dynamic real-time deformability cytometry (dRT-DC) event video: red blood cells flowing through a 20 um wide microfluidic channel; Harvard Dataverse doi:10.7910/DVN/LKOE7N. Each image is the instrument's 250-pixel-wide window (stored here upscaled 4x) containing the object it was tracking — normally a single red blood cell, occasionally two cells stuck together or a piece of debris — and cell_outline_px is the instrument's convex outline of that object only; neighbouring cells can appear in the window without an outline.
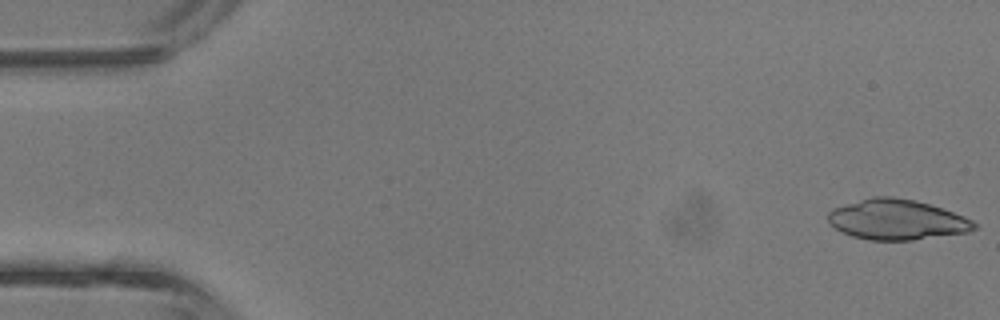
{"species": "common noctule bat (a hibernating species)", "species_latin": "Nyctalus noctula", "temperature_condition": "room temperature", "stored_images_in_passage": 41, "camera_frame_rate_fps": 3000, "um_per_image_px": 0.085, "animal": {"sex": "male", "body_mass_g": 13.3}, "frame": {"image": 1, "passage_image": 1, "time_ms": 0.0, "image_size_px": [1000, 320], "cell_outline_px": [[976, 228], [968, 232], [912, 240], [868, 240], [852, 236], [840, 232], [828, 220], [828, 212], [832, 208], [872, 196], [892, 196], [916, 200], [964, 216], [972, 220], [976, 224]], "centroid_in_image_um": [76.21, 18.67], "position_along_channel_um": 8.8, "area_um2": 34.22}}
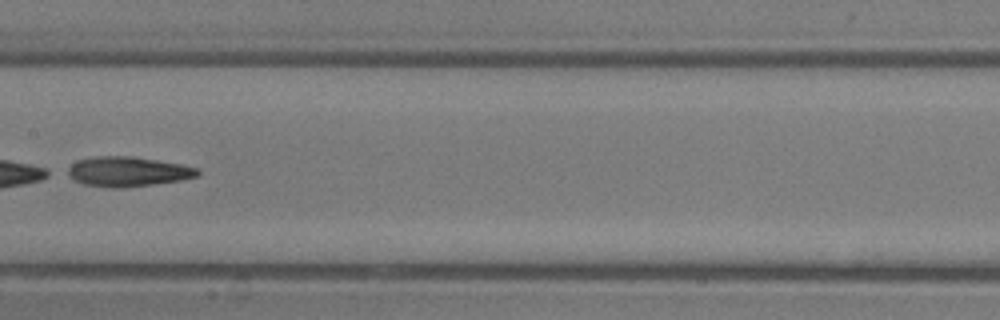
{"frame": {"image": 2, "passage_image": 21, "time_ms": 6.667, "image_size_px": [1000, 320], "cell_outline_px": [[200, 172], [196, 176], [180, 180], [152, 184], [120, 188], [112, 188], [84, 184], [60, 172], [76, 160], [96, 156], [132, 156], [180, 164], [200, 168]], "centroid_in_image_um": [10.77, 14.57], "position_along_channel_um": 196.6, "area_um2": 22.72}}